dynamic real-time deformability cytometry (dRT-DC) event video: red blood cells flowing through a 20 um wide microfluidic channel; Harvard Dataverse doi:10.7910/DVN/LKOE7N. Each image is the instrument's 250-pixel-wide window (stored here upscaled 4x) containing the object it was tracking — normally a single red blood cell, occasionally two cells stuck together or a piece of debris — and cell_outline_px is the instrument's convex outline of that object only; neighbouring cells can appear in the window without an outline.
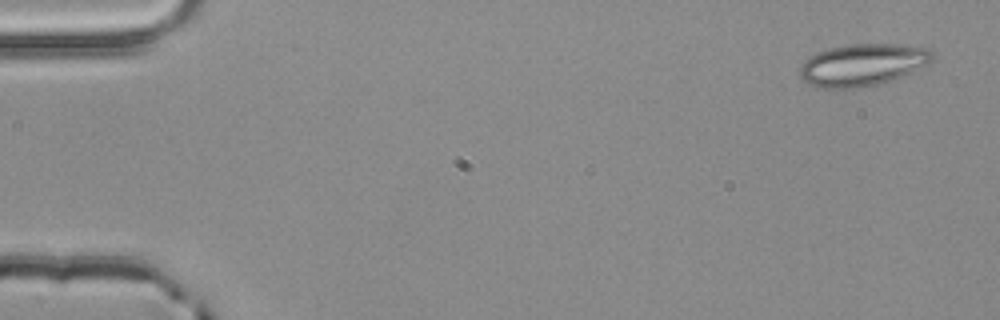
{"species": "common noctule bat (a hibernating species)", "species_latin": "Nyctalus noctula", "temperature_condition": "room temperature", "stored_images_in_passage": 4, "camera_frame_rate_fps": 3000, "um_per_image_px": 0.085, "animal": {"sex": "male", "body_mass_g": 20.4}, "frame": {"image": 1, "passage_image": 1, "time_ms": 0.0, "image_size_px": [1000, 320], "cell_outline_px": [[936, 60], [928, 64], [892, 80], [876, 84], [856, 88], [820, 88], [804, 84], [800, 76], [800, 64], [808, 56], [816, 52], [848, 44], [908, 44], [928, 48], [936, 56]], "centroid_in_image_um": [73.31, 5.5], "position_along_channel_um": 11.7, "area_um2": 32.95}}
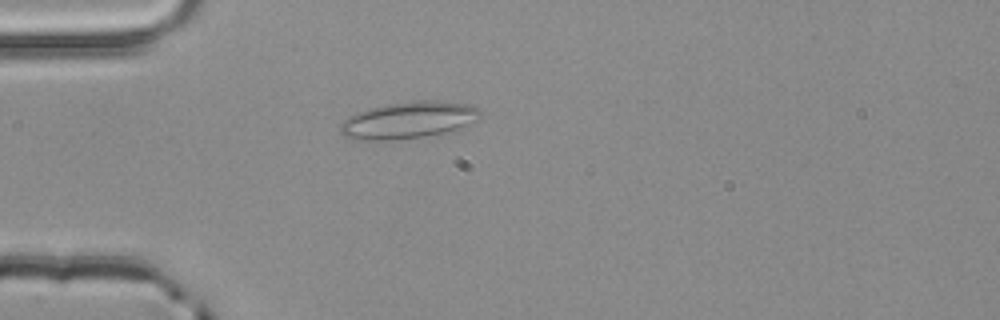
{"frame": {"image": 2, "passage_image": 4, "time_ms": 1.0, "image_size_px": [1000, 320], "cell_outline_px": [[480, 116], [468, 124], [460, 128], [444, 132], [424, 136], [388, 140], [356, 140], [344, 136], [340, 132], [340, 124], [348, 116], [356, 112], [388, 104], [428, 100], [468, 104], [476, 108], [480, 112]], "centroid_in_image_um": [34.65, 10.22], "position_along_channel_um": 50.3, "area_um2": 29.42}}